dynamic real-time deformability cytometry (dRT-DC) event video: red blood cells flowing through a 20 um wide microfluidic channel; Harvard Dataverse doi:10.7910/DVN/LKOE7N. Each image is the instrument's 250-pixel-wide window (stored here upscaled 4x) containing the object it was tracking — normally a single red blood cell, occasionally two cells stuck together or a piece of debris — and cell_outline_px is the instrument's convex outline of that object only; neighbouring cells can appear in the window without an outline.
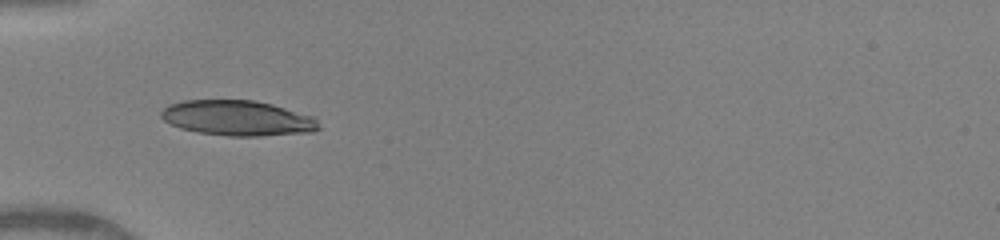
{"species": "human", "species_latin": "Homo sapiens", "temperature_condition": "warm", "stored_images_in_passage": 22, "camera_frame_rate_fps": 3000, "um_per_image_px": 0.085, "donor": {"sex": "female"}, "frame": {"image": 1, "passage_image": 1, "time_ms": 0.0, "image_size_px": [1000, 240], "cell_outline_px": [[320, 128], [312, 132], [260, 136], [228, 136], [196, 132], [180, 128], [164, 120], [160, 116], [160, 112], [168, 104], [184, 100], [256, 100], [272, 104], [316, 116]], "centroid_in_image_um": [20.22, 10.03], "position_along_channel_um": 64.8, "area_um2": 32.71}}